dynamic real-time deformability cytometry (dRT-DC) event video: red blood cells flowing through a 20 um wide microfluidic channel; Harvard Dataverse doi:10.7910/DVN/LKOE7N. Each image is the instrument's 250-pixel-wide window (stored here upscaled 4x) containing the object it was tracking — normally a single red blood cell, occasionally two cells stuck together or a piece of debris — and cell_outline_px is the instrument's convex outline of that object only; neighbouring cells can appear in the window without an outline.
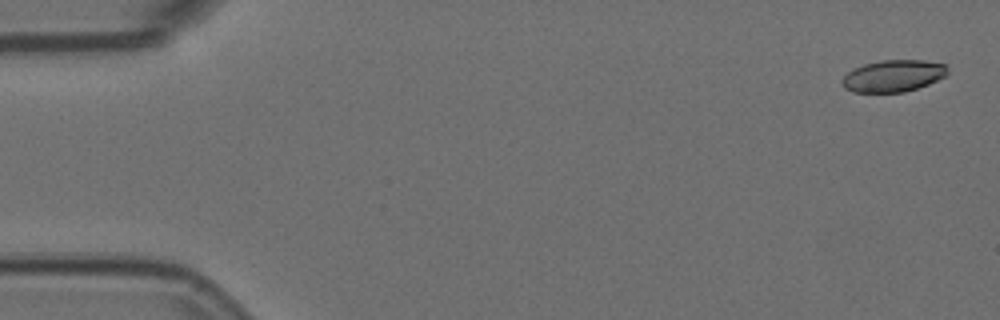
{"species": "Egyptian fruit bat (a non-hibernating species)", "species_latin": "Rousettus aegyptiacus", "temperature_condition": "room temperature", "stored_images_in_passage": 7, "segment_of_instrument_passage": [2, 2], "camera_frame_rate_fps": 3000, "um_per_image_px": 0.085, "animal": {"sex": "female"}, "frame": {"image": 1, "passage_image": 7, "time_ms": 2.0, "image_size_px": [1000, 320], "cell_outline_px": [[948, 72], [944, 76], [928, 84], [904, 92], [852, 92], [844, 88], [840, 84], [840, 80], [848, 72], [864, 64], [880, 60], [924, 60], [948, 64]], "centroid_in_image_um": [75.91, 6.44], "position_along_channel_um": 9.1, "area_um2": 19.65}}